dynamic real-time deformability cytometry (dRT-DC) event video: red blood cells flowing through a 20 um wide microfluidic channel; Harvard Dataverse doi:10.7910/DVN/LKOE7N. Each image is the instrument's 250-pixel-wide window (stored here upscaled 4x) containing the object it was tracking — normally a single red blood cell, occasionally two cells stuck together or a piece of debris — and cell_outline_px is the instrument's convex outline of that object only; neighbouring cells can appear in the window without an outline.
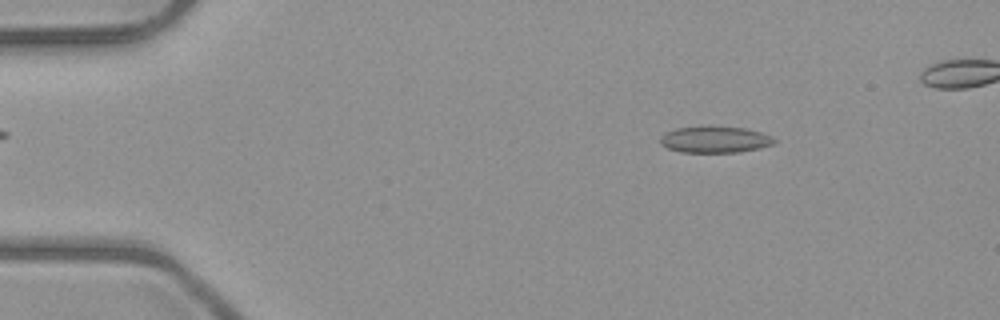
{"species": "common noctule bat (a hibernating species)", "species_latin": "Nyctalus noctula", "temperature_condition": "room temperature", "stored_images_in_passage": 5, "camera_frame_rate_fps": 3000, "um_per_image_px": 0.085, "animal": {"sex": "male", "body_mass_g": 23.1, "forearm_length_mm": 52.7}, "frame": {"image": 1, "passage_image": 2, "time_ms": 1.0, "image_size_px": [1000, 320], "cell_outline_px": [[776, 140], [772, 144], [760, 148], [736, 152], [680, 152], [668, 148], [660, 144], [660, 136], [664, 132], [676, 128], [708, 124], [712, 124], [744, 128], [760, 132], [772, 136]], "centroid_in_image_um": [60.72, 11.82], "position_along_channel_um": 24.3, "area_um2": 18.09}}